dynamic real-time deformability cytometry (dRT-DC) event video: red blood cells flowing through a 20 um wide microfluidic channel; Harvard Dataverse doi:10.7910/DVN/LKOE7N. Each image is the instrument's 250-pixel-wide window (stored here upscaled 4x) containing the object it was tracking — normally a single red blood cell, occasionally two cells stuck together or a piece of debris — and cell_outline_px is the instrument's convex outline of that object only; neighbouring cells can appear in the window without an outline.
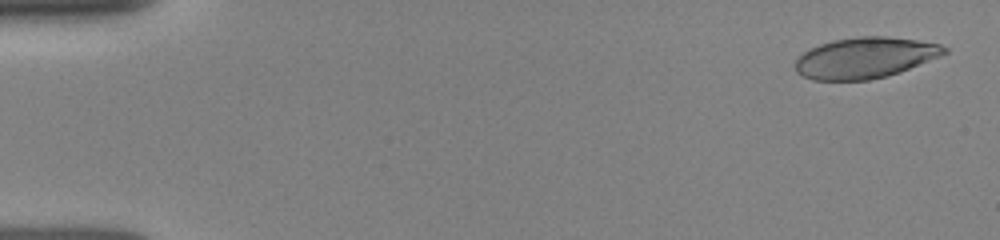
{"species": "human", "species_latin": "Homo sapiens", "temperature_condition": "room temperature", "stored_images_in_passage": 18, "camera_frame_rate_fps": 3000, "um_per_image_px": 0.085, "donor": {"sex": "female"}, "frame": {"image": 1, "passage_image": 1, "time_ms": 0.0, "image_size_px": [1000, 240], "cell_outline_px": [[948, 52], [940, 56], [900, 72], [888, 76], [868, 80], [812, 80], [796, 72], [796, 60], [804, 52], [820, 44], [832, 40], [860, 36], [884, 36], [916, 40], [940, 44], [948, 48]], "centroid_in_image_um": [73.54, 4.91], "position_along_channel_um": 11.5, "area_um2": 35.37}}
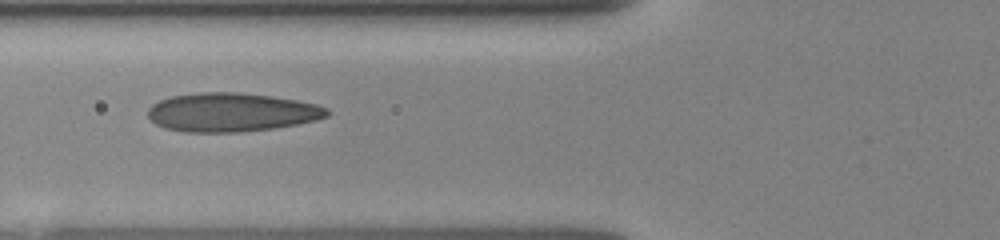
{"frame": {"image": 2, "passage_image": 16, "time_ms": 5.667, "image_size_px": [1000, 240], "cell_outline_px": [[328, 116], [316, 120], [296, 124], [272, 128], [240, 132], [184, 132], [164, 128], [156, 124], [148, 116], [148, 108], [152, 104], [160, 100], [172, 96], [200, 92], [236, 92], [272, 96], [296, 100], [316, 104], [328, 108]], "centroid_in_image_um": [19.66, 9.54], "position_along_channel_um": 106.1, "area_um2": 40.4}}
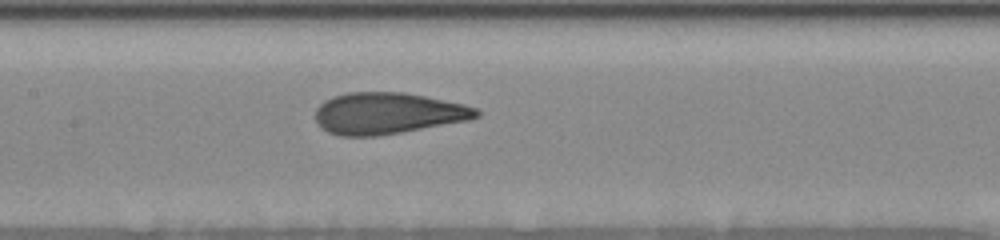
{"frame": {"image": 3, "passage_image": 18, "time_ms": 7.333, "image_size_px": [1000, 240], "cell_outline_px": [[480, 116], [472, 120], [376, 136], [340, 136], [328, 132], [320, 128], [316, 124], [316, 108], [324, 100], [332, 96], [348, 92], [404, 92], [464, 104], [476, 108], [480, 112]], "centroid_in_image_um": [32.94, 9.63], "position_along_channel_um": 174.5, "area_um2": 39.13}}